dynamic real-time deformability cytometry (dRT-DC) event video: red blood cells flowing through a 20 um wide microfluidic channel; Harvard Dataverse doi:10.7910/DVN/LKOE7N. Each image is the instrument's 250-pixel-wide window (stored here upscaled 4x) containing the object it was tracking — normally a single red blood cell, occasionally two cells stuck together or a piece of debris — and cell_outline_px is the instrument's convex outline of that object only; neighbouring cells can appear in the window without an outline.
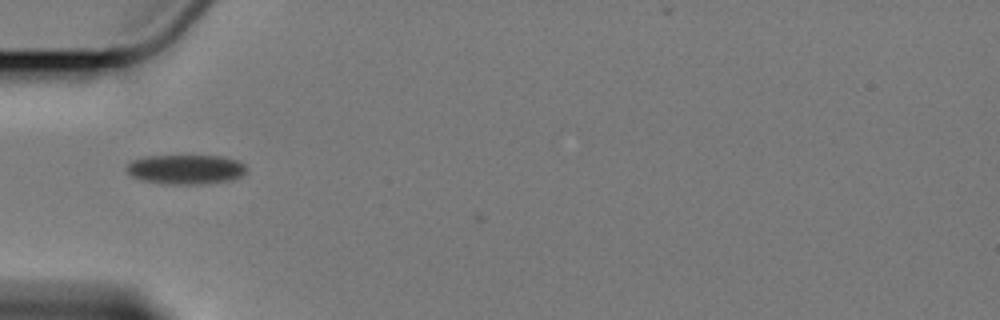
{"species": "Egyptian fruit bat (a non-hibernating species)", "species_latin": "Rousettus aegyptiacus", "temperature_condition": "cold", "stored_images_in_passage": 10, "camera_frame_rate_fps": 3000, "um_per_image_px": 0.085, "animal": {"sex": "female"}, "frame": {"image": 1, "passage_image": 4, "time_ms": 4.0, "image_size_px": [1000, 320], "cell_outline_px": [[248, 172], [232, 180], [204, 184], [164, 184], [140, 180], [132, 176], [124, 168], [132, 160], [144, 156], [224, 156], [236, 160], [244, 164], [248, 168]], "centroid_in_image_um": [15.8, 14.4], "position_along_channel_um": 69.2, "area_um2": 20.92}}
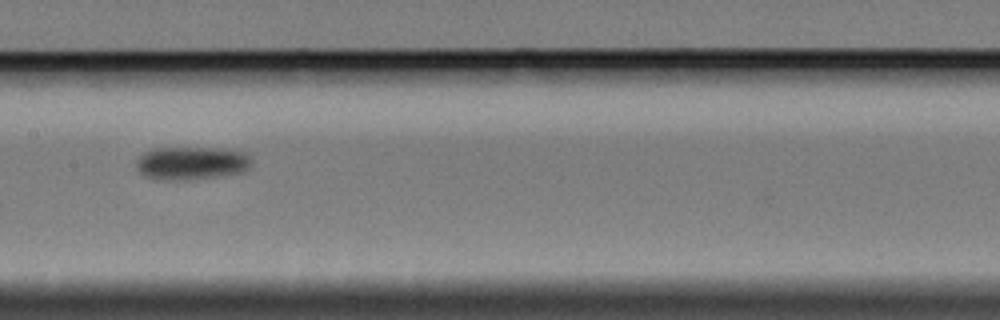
{"frame": {"image": 2, "passage_image": 7, "time_ms": 7.667, "image_size_px": [1000, 320], "cell_outline_px": [[252, 164], [244, 172], [216, 176], [148, 176], [140, 172], [136, 164], [136, 160], [144, 152], [152, 148], [224, 148], [248, 152], [252, 160]], "centroid_in_image_um": [16.41, 13.77], "position_along_channel_um": 191.0, "area_um2": 21.1}}
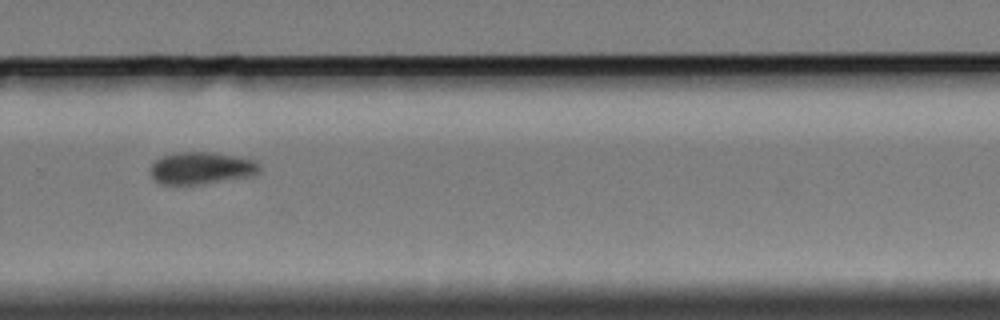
{"frame": {"image": 3, "passage_image": 10, "time_ms": 11.333, "image_size_px": [1000, 320], "cell_outline_px": [[260, 172], [252, 176], [200, 184], [160, 184], [152, 176], [152, 164], [160, 156], [176, 152], [212, 152], [236, 156], [256, 160], [260, 164]], "centroid_in_image_um": [17.15, 14.27], "position_along_channel_um": 312.6, "area_um2": 20.46}}